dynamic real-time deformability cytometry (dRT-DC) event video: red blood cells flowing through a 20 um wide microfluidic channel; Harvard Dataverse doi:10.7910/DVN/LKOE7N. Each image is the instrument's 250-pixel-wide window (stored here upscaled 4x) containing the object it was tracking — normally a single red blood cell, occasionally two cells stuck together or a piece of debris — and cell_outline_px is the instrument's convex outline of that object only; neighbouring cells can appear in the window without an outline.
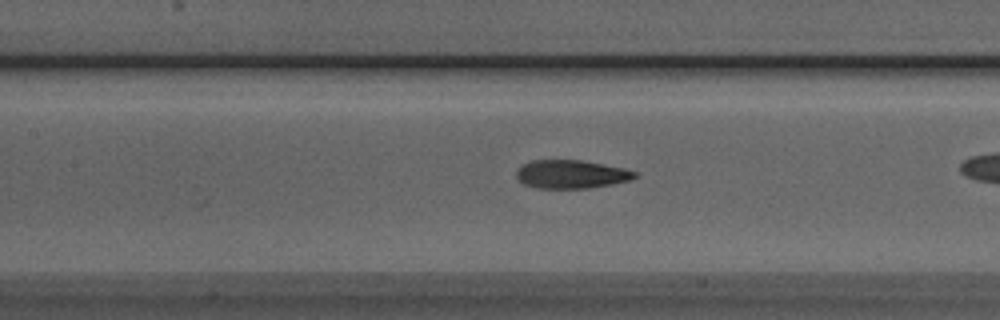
{"species": "Egyptian fruit bat (a non-hibernating species)", "species_latin": "Rousettus aegyptiacus", "temperature_condition": "room temperature", "stored_images_in_passage": 31, "camera_frame_rate_fps": 3000, "um_per_image_px": 0.085, "animal": {"sex": "male"}, "frame": {"image": 1, "passage_image": 14, "time_ms": 4.333, "image_size_px": [1000, 320], "cell_outline_px": [[640, 172], [636, 176], [628, 180], [612, 184], [588, 188], [536, 188], [524, 184], [516, 176], [516, 172], [524, 164], [532, 160], [580, 160], [624, 168]], "centroid_in_image_um": [48.57, 14.81], "position_along_channel_um": 158.8, "area_um2": 19.42}}